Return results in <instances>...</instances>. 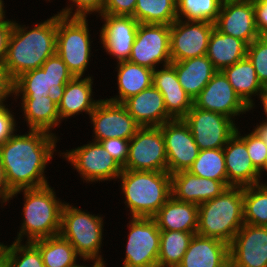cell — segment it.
Returning <instances> with one entry per match:
<instances>
[{
    "label": "cell",
    "mask_w": 267,
    "mask_h": 267,
    "mask_svg": "<svg viewBox=\"0 0 267 267\" xmlns=\"http://www.w3.org/2000/svg\"><path fill=\"white\" fill-rule=\"evenodd\" d=\"M214 28L211 22L176 19L170 25L171 62L206 55Z\"/></svg>",
    "instance_id": "14"
},
{
    "label": "cell",
    "mask_w": 267,
    "mask_h": 267,
    "mask_svg": "<svg viewBox=\"0 0 267 267\" xmlns=\"http://www.w3.org/2000/svg\"><path fill=\"white\" fill-rule=\"evenodd\" d=\"M0 267H4L3 259L0 261Z\"/></svg>",
    "instance_id": "60"
},
{
    "label": "cell",
    "mask_w": 267,
    "mask_h": 267,
    "mask_svg": "<svg viewBox=\"0 0 267 267\" xmlns=\"http://www.w3.org/2000/svg\"><path fill=\"white\" fill-rule=\"evenodd\" d=\"M193 104L200 109L231 118L235 123L240 114L242 118L243 114L249 112V107L237 95L222 71H217L213 75L212 79L193 100Z\"/></svg>",
    "instance_id": "16"
},
{
    "label": "cell",
    "mask_w": 267,
    "mask_h": 267,
    "mask_svg": "<svg viewBox=\"0 0 267 267\" xmlns=\"http://www.w3.org/2000/svg\"><path fill=\"white\" fill-rule=\"evenodd\" d=\"M117 72L118 95L106 100L122 104L128 98L139 94L152 85L153 70L129 61L119 62L115 66Z\"/></svg>",
    "instance_id": "29"
},
{
    "label": "cell",
    "mask_w": 267,
    "mask_h": 267,
    "mask_svg": "<svg viewBox=\"0 0 267 267\" xmlns=\"http://www.w3.org/2000/svg\"><path fill=\"white\" fill-rule=\"evenodd\" d=\"M194 234L182 231H160L158 267H177Z\"/></svg>",
    "instance_id": "33"
},
{
    "label": "cell",
    "mask_w": 267,
    "mask_h": 267,
    "mask_svg": "<svg viewBox=\"0 0 267 267\" xmlns=\"http://www.w3.org/2000/svg\"><path fill=\"white\" fill-rule=\"evenodd\" d=\"M40 252L45 267H78L81 258L60 234L31 242Z\"/></svg>",
    "instance_id": "32"
},
{
    "label": "cell",
    "mask_w": 267,
    "mask_h": 267,
    "mask_svg": "<svg viewBox=\"0 0 267 267\" xmlns=\"http://www.w3.org/2000/svg\"><path fill=\"white\" fill-rule=\"evenodd\" d=\"M5 3L4 0H0V17L6 16Z\"/></svg>",
    "instance_id": "54"
},
{
    "label": "cell",
    "mask_w": 267,
    "mask_h": 267,
    "mask_svg": "<svg viewBox=\"0 0 267 267\" xmlns=\"http://www.w3.org/2000/svg\"><path fill=\"white\" fill-rule=\"evenodd\" d=\"M214 25L219 32L248 45L260 36L255 25L253 1L222 4Z\"/></svg>",
    "instance_id": "19"
},
{
    "label": "cell",
    "mask_w": 267,
    "mask_h": 267,
    "mask_svg": "<svg viewBox=\"0 0 267 267\" xmlns=\"http://www.w3.org/2000/svg\"><path fill=\"white\" fill-rule=\"evenodd\" d=\"M247 48L246 42L214 28L209 38L206 56L217 71H222L225 67L247 57Z\"/></svg>",
    "instance_id": "30"
},
{
    "label": "cell",
    "mask_w": 267,
    "mask_h": 267,
    "mask_svg": "<svg viewBox=\"0 0 267 267\" xmlns=\"http://www.w3.org/2000/svg\"><path fill=\"white\" fill-rule=\"evenodd\" d=\"M21 97V98H20ZM21 99V112L26 122L27 128L31 130H42L52 135H56L54 129L62 125L58 105L55 104L48 96H14Z\"/></svg>",
    "instance_id": "26"
},
{
    "label": "cell",
    "mask_w": 267,
    "mask_h": 267,
    "mask_svg": "<svg viewBox=\"0 0 267 267\" xmlns=\"http://www.w3.org/2000/svg\"><path fill=\"white\" fill-rule=\"evenodd\" d=\"M177 19L215 23L221 8L220 0H176Z\"/></svg>",
    "instance_id": "37"
},
{
    "label": "cell",
    "mask_w": 267,
    "mask_h": 267,
    "mask_svg": "<svg viewBox=\"0 0 267 267\" xmlns=\"http://www.w3.org/2000/svg\"><path fill=\"white\" fill-rule=\"evenodd\" d=\"M128 61L152 70L171 64L170 25L139 23Z\"/></svg>",
    "instance_id": "11"
},
{
    "label": "cell",
    "mask_w": 267,
    "mask_h": 267,
    "mask_svg": "<svg viewBox=\"0 0 267 267\" xmlns=\"http://www.w3.org/2000/svg\"><path fill=\"white\" fill-rule=\"evenodd\" d=\"M87 265L88 264L85 265V263L84 264L82 263V265H81V263H80V265L78 267H96L97 266L96 264H89L90 266L89 265L87 266Z\"/></svg>",
    "instance_id": "56"
},
{
    "label": "cell",
    "mask_w": 267,
    "mask_h": 267,
    "mask_svg": "<svg viewBox=\"0 0 267 267\" xmlns=\"http://www.w3.org/2000/svg\"><path fill=\"white\" fill-rule=\"evenodd\" d=\"M8 107V104L0 105V146L15 132H18V124L16 123L17 119L15 118L16 115H14L15 113L13 110Z\"/></svg>",
    "instance_id": "45"
},
{
    "label": "cell",
    "mask_w": 267,
    "mask_h": 267,
    "mask_svg": "<svg viewBox=\"0 0 267 267\" xmlns=\"http://www.w3.org/2000/svg\"><path fill=\"white\" fill-rule=\"evenodd\" d=\"M255 25L260 36H267V0H254Z\"/></svg>",
    "instance_id": "48"
},
{
    "label": "cell",
    "mask_w": 267,
    "mask_h": 267,
    "mask_svg": "<svg viewBox=\"0 0 267 267\" xmlns=\"http://www.w3.org/2000/svg\"><path fill=\"white\" fill-rule=\"evenodd\" d=\"M227 186L222 181L202 178L189 171L171 174L172 196L179 201L197 205L220 195Z\"/></svg>",
    "instance_id": "21"
},
{
    "label": "cell",
    "mask_w": 267,
    "mask_h": 267,
    "mask_svg": "<svg viewBox=\"0 0 267 267\" xmlns=\"http://www.w3.org/2000/svg\"><path fill=\"white\" fill-rule=\"evenodd\" d=\"M6 17H0V65L4 64L9 37L13 29V20Z\"/></svg>",
    "instance_id": "47"
},
{
    "label": "cell",
    "mask_w": 267,
    "mask_h": 267,
    "mask_svg": "<svg viewBox=\"0 0 267 267\" xmlns=\"http://www.w3.org/2000/svg\"><path fill=\"white\" fill-rule=\"evenodd\" d=\"M4 267H45L39 250L31 242H16L6 245Z\"/></svg>",
    "instance_id": "38"
},
{
    "label": "cell",
    "mask_w": 267,
    "mask_h": 267,
    "mask_svg": "<svg viewBox=\"0 0 267 267\" xmlns=\"http://www.w3.org/2000/svg\"><path fill=\"white\" fill-rule=\"evenodd\" d=\"M247 57L252 62L260 83L267 82V36H259L248 45Z\"/></svg>",
    "instance_id": "42"
},
{
    "label": "cell",
    "mask_w": 267,
    "mask_h": 267,
    "mask_svg": "<svg viewBox=\"0 0 267 267\" xmlns=\"http://www.w3.org/2000/svg\"><path fill=\"white\" fill-rule=\"evenodd\" d=\"M243 220L249 225L267 227V182L243 187Z\"/></svg>",
    "instance_id": "35"
},
{
    "label": "cell",
    "mask_w": 267,
    "mask_h": 267,
    "mask_svg": "<svg viewBox=\"0 0 267 267\" xmlns=\"http://www.w3.org/2000/svg\"><path fill=\"white\" fill-rule=\"evenodd\" d=\"M51 79V87L48 97L57 105L60 104L64 94L65 85L74 77L68 70L61 57L55 53L50 56L41 66Z\"/></svg>",
    "instance_id": "39"
},
{
    "label": "cell",
    "mask_w": 267,
    "mask_h": 267,
    "mask_svg": "<svg viewBox=\"0 0 267 267\" xmlns=\"http://www.w3.org/2000/svg\"><path fill=\"white\" fill-rule=\"evenodd\" d=\"M152 85L163 95L167 113L173 119H183L193 106V99L179 83L172 64L153 70Z\"/></svg>",
    "instance_id": "23"
},
{
    "label": "cell",
    "mask_w": 267,
    "mask_h": 267,
    "mask_svg": "<svg viewBox=\"0 0 267 267\" xmlns=\"http://www.w3.org/2000/svg\"><path fill=\"white\" fill-rule=\"evenodd\" d=\"M118 179L130 217L153 218L172 196L171 174L168 171L122 169Z\"/></svg>",
    "instance_id": "4"
},
{
    "label": "cell",
    "mask_w": 267,
    "mask_h": 267,
    "mask_svg": "<svg viewBox=\"0 0 267 267\" xmlns=\"http://www.w3.org/2000/svg\"><path fill=\"white\" fill-rule=\"evenodd\" d=\"M230 267H267V227L244 223L229 244Z\"/></svg>",
    "instance_id": "18"
},
{
    "label": "cell",
    "mask_w": 267,
    "mask_h": 267,
    "mask_svg": "<svg viewBox=\"0 0 267 267\" xmlns=\"http://www.w3.org/2000/svg\"><path fill=\"white\" fill-rule=\"evenodd\" d=\"M262 87L267 91V82L264 83Z\"/></svg>",
    "instance_id": "59"
},
{
    "label": "cell",
    "mask_w": 267,
    "mask_h": 267,
    "mask_svg": "<svg viewBox=\"0 0 267 267\" xmlns=\"http://www.w3.org/2000/svg\"><path fill=\"white\" fill-rule=\"evenodd\" d=\"M177 267H230L229 244L194 234Z\"/></svg>",
    "instance_id": "24"
},
{
    "label": "cell",
    "mask_w": 267,
    "mask_h": 267,
    "mask_svg": "<svg viewBox=\"0 0 267 267\" xmlns=\"http://www.w3.org/2000/svg\"><path fill=\"white\" fill-rule=\"evenodd\" d=\"M188 171L202 178L222 181L228 187L223 148L200 150Z\"/></svg>",
    "instance_id": "36"
},
{
    "label": "cell",
    "mask_w": 267,
    "mask_h": 267,
    "mask_svg": "<svg viewBox=\"0 0 267 267\" xmlns=\"http://www.w3.org/2000/svg\"><path fill=\"white\" fill-rule=\"evenodd\" d=\"M160 231H182L197 234L198 205L171 196L153 217Z\"/></svg>",
    "instance_id": "27"
},
{
    "label": "cell",
    "mask_w": 267,
    "mask_h": 267,
    "mask_svg": "<svg viewBox=\"0 0 267 267\" xmlns=\"http://www.w3.org/2000/svg\"><path fill=\"white\" fill-rule=\"evenodd\" d=\"M128 219L129 233L122 267H158L160 230L157 222L154 218Z\"/></svg>",
    "instance_id": "9"
},
{
    "label": "cell",
    "mask_w": 267,
    "mask_h": 267,
    "mask_svg": "<svg viewBox=\"0 0 267 267\" xmlns=\"http://www.w3.org/2000/svg\"><path fill=\"white\" fill-rule=\"evenodd\" d=\"M69 2L62 8L58 15L63 17H81L88 18V15L94 16V14L98 13L96 16L102 14L104 0H68ZM72 3V4H70ZM75 9V10H74Z\"/></svg>",
    "instance_id": "43"
},
{
    "label": "cell",
    "mask_w": 267,
    "mask_h": 267,
    "mask_svg": "<svg viewBox=\"0 0 267 267\" xmlns=\"http://www.w3.org/2000/svg\"><path fill=\"white\" fill-rule=\"evenodd\" d=\"M13 191L7 183L6 175L2 163L0 162V197L9 204L12 200Z\"/></svg>",
    "instance_id": "50"
},
{
    "label": "cell",
    "mask_w": 267,
    "mask_h": 267,
    "mask_svg": "<svg viewBox=\"0 0 267 267\" xmlns=\"http://www.w3.org/2000/svg\"><path fill=\"white\" fill-rule=\"evenodd\" d=\"M23 192V193H22ZM22 193L24 205L16 242H33L38 239L58 235L61 227V215L65 201L56 195L50 184L30 189L15 191L12 200ZM25 237V238H24Z\"/></svg>",
    "instance_id": "3"
},
{
    "label": "cell",
    "mask_w": 267,
    "mask_h": 267,
    "mask_svg": "<svg viewBox=\"0 0 267 267\" xmlns=\"http://www.w3.org/2000/svg\"><path fill=\"white\" fill-rule=\"evenodd\" d=\"M110 157H112L122 168L128 158L129 140L122 138H109L99 141Z\"/></svg>",
    "instance_id": "44"
},
{
    "label": "cell",
    "mask_w": 267,
    "mask_h": 267,
    "mask_svg": "<svg viewBox=\"0 0 267 267\" xmlns=\"http://www.w3.org/2000/svg\"><path fill=\"white\" fill-rule=\"evenodd\" d=\"M98 17L103 21L98 35L101 47L116 63L128 61L139 22L133 16L100 14Z\"/></svg>",
    "instance_id": "17"
},
{
    "label": "cell",
    "mask_w": 267,
    "mask_h": 267,
    "mask_svg": "<svg viewBox=\"0 0 267 267\" xmlns=\"http://www.w3.org/2000/svg\"><path fill=\"white\" fill-rule=\"evenodd\" d=\"M265 173L267 175V154H266V160H265Z\"/></svg>",
    "instance_id": "58"
},
{
    "label": "cell",
    "mask_w": 267,
    "mask_h": 267,
    "mask_svg": "<svg viewBox=\"0 0 267 267\" xmlns=\"http://www.w3.org/2000/svg\"><path fill=\"white\" fill-rule=\"evenodd\" d=\"M241 130L238 126L235 133L246 143V148L254 167L260 172L261 178L262 175H265V160L267 154V144L255 135L252 131L250 133L241 134Z\"/></svg>",
    "instance_id": "41"
},
{
    "label": "cell",
    "mask_w": 267,
    "mask_h": 267,
    "mask_svg": "<svg viewBox=\"0 0 267 267\" xmlns=\"http://www.w3.org/2000/svg\"><path fill=\"white\" fill-rule=\"evenodd\" d=\"M122 169L168 171L164 137L160 127H141L129 140L128 158Z\"/></svg>",
    "instance_id": "10"
},
{
    "label": "cell",
    "mask_w": 267,
    "mask_h": 267,
    "mask_svg": "<svg viewBox=\"0 0 267 267\" xmlns=\"http://www.w3.org/2000/svg\"><path fill=\"white\" fill-rule=\"evenodd\" d=\"M96 267H107V266H105V265H97Z\"/></svg>",
    "instance_id": "61"
},
{
    "label": "cell",
    "mask_w": 267,
    "mask_h": 267,
    "mask_svg": "<svg viewBox=\"0 0 267 267\" xmlns=\"http://www.w3.org/2000/svg\"><path fill=\"white\" fill-rule=\"evenodd\" d=\"M87 18L57 14L56 53L74 77H86L92 54V39Z\"/></svg>",
    "instance_id": "7"
},
{
    "label": "cell",
    "mask_w": 267,
    "mask_h": 267,
    "mask_svg": "<svg viewBox=\"0 0 267 267\" xmlns=\"http://www.w3.org/2000/svg\"><path fill=\"white\" fill-rule=\"evenodd\" d=\"M228 187H247L262 183L260 172L249 157L246 143L235 133L223 147Z\"/></svg>",
    "instance_id": "20"
},
{
    "label": "cell",
    "mask_w": 267,
    "mask_h": 267,
    "mask_svg": "<svg viewBox=\"0 0 267 267\" xmlns=\"http://www.w3.org/2000/svg\"><path fill=\"white\" fill-rule=\"evenodd\" d=\"M28 130L20 135L15 132L0 146V162L13 192L48 185L46 166L58 152L59 136L42 130Z\"/></svg>",
    "instance_id": "1"
},
{
    "label": "cell",
    "mask_w": 267,
    "mask_h": 267,
    "mask_svg": "<svg viewBox=\"0 0 267 267\" xmlns=\"http://www.w3.org/2000/svg\"><path fill=\"white\" fill-rule=\"evenodd\" d=\"M222 72L237 95L249 107V112H251L256 107L254 102L256 99H253V97H258L263 86L258 79L252 62L248 57H245L232 66L225 67Z\"/></svg>",
    "instance_id": "31"
},
{
    "label": "cell",
    "mask_w": 267,
    "mask_h": 267,
    "mask_svg": "<svg viewBox=\"0 0 267 267\" xmlns=\"http://www.w3.org/2000/svg\"><path fill=\"white\" fill-rule=\"evenodd\" d=\"M0 204H1L0 206L3 208L5 205L7 206L6 202L1 197H0Z\"/></svg>",
    "instance_id": "57"
},
{
    "label": "cell",
    "mask_w": 267,
    "mask_h": 267,
    "mask_svg": "<svg viewBox=\"0 0 267 267\" xmlns=\"http://www.w3.org/2000/svg\"><path fill=\"white\" fill-rule=\"evenodd\" d=\"M65 201L61 215L59 234L75 248V252L84 262L106 265L102 252L104 240V218Z\"/></svg>",
    "instance_id": "6"
},
{
    "label": "cell",
    "mask_w": 267,
    "mask_h": 267,
    "mask_svg": "<svg viewBox=\"0 0 267 267\" xmlns=\"http://www.w3.org/2000/svg\"><path fill=\"white\" fill-rule=\"evenodd\" d=\"M183 120L189 125L199 150L223 148L238 126L231 118L194 104Z\"/></svg>",
    "instance_id": "12"
},
{
    "label": "cell",
    "mask_w": 267,
    "mask_h": 267,
    "mask_svg": "<svg viewBox=\"0 0 267 267\" xmlns=\"http://www.w3.org/2000/svg\"><path fill=\"white\" fill-rule=\"evenodd\" d=\"M221 4H227V3H238V2H251L254 0H220Z\"/></svg>",
    "instance_id": "53"
},
{
    "label": "cell",
    "mask_w": 267,
    "mask_h": 267,
    "mask_svg": "<svg viewBox=\"0 0 267 267\" xmlns=\"http://www.w3.org/2000/svg\"><path fill=\"white\" fill-rule=\"evenodd\" d=\"M5 248H6V244H4L3 242L2 243L0 242V261L4 257Z\"/></svg>",
    "instance_id": "55"
},
{
    "label": "cell",
    "mask_w": 267,
    "mask_h": 267,
    "mask_svg": "<svg viewBox=\"0 0 267 267\" xmlns=\"http://www.w3.org/2000/svg\"><path fill=\"white\" fill-rule=\"evenodd\" d=\"M185 92L194 100L217 72L206 55L171 62Z\"/></svg>",
    "instance_id": "28"
},
{
    "label": "cell",
    "mask_w": 267,
    "mask_h": 267,
    "mask_svg": "<svg viewBox=\"0 0 267 267\" xmlns=\"http://www.w3.org/2000/svg\"><path fill=\"white\" fill-rule=\"evenodd\" d=\"M51 79L42 68L20 75L13 82V96H48Z\"/></svg>",
    "instance_id": "40"
},
{
    "label": "cell",
    "mask_w": 267,
    "mask_h": 267,
    "mask_svg": "<svg viewBox=\"0 0 267 267\" xmlns=\"http://www.w3.org/2000/svg\"><path fill=\"white\" fill-rule=\"evenodd\" d=\"M160 128L165 142L168 172L188 171L200 151L189 125L183 119H172Z\"/></svg>",
    "instance_id": "15"
},
{
    "label": "cell",
    "mask_w": 267,
    "mask_h": 267,
    "mask_svg": "<svg viewBox=\"0 0 267 267\" xmlns=\"http://www.w3.org/2000/svg\"><path fill=\"white\" fill-rule=\"evenodd\" d=\"M89 119L95 142L109 138L130 140L141 128L122 104L106 99H101Z\"/></svg>",
    "instance_id": "13"
},
{
    "label": "cell",
    "mask_w": 267,
    "mask_h": 267,
    "mask_svg": "<svg viewBox=\"0 0 267 267\" xmlns=\"http://www.w3.org/2000/svg\"><path fill=\"white\" fill-rule=\"evenodd\" d=\"M9 97H13V81L3 65H0V105L6 104Z\"/></svg>",
    "instance_id": "49"
},
{
    "label": "cell",
    "mask_w": 267,
    "mask_h": 267,
    "mask_svg": "<svg viewBox=\"0 0 267 267\" xmlns=\"http://www.w3.org/2000/svg\"><path fill=\"white\" fill-rule=\"evenodd\" d=\"M243 224V187H227L198 205V235L230 244Z\"/></svg>",
    "instance_id": "5"
},
{
    "label": "cell",
    "mask_w": 267,
    "mask_h": 267,
    "mask_svg": "<svg viewBox=\"0 0 267 267\" xmlns=\"http://www.w3.org/2000/svg\"><path fill=\"white\" fill-rule=\"evenodd\" d=\"M61 156L75 169L83 183H100L105 181H117L122 172V167L108 155L104 147L95 141L88 144L61 152Z\"/></svg>",
    "instance_id": "8"
},
{
    "label": "cell",
    "mask_w": 267,
    "mask_h": 267,
    "mask_svg": "<svg viewBox=\"0 0 267 267\" xmlns=\"http://www.w3.org/2000/svg\"><path fill=\"white\" fill-rule=\"evenodd\" d=\"M17 22L13 20L3 64L13 82L28 71L41 68L56 53L57 14L31 27Z\"/></svg>",
    "instance_id": "2"
},
{
    "label": "cell",
    "mask_w": 267,
    "mask_h": 267,
    "mask_svg": "<svg viewBox=\"0 0 267 267\" xmlns=\"http://www.w3.org/2000/svg\"><path fill=\"white\" fill-rule=\"evenodd\" d=\"M253 128L252 132L267 144V120L257 122Z\"/></svg>",
    "instance_id": "51"
},
{
    "label": "cell",
    "mask_w": 267,
    "mask_h": 267,
    "mask_svg": "<svg viewBox=\"0 0 267 267\" xmlns=\"http://www.w3.org/2000/svg\"><path fill=\"white\" fill-rule=\"evenodd\" d=\"M137 0H104L102 14L133 16Z\"/></svg>",
    "instance_id": "46"
},
{
    "label": "cell",
    "mask_w": 267,
    "mask_h": 267,
    "mask_svg": "<svg viewBox=\"0 0 267 267\" xmlns=\"http://www.w3.org/2000/svg\"><path fill=\"white\" fill-rule=\"evenodd\" d=\"M133 17L139 23L171 25L177 19L176 0H137Z\"/></svg>",
    "instance_id": "34"
},
{
    "label": "cell",
    "mask_w": 267,
    "mask_h": 267,
    "mask_svg": "<svg viewBox=\"0 0 267 267\" xmlns=\"http://www.w3.org/2000/svg\"><path fill=\"white\" fill-rule=\"evenodd\" d=\"M122 105L141 127H160L173 119L167 113L163 95L153 85L128 98Z\"/></svg>",
    "instance_id": "22"
},
{
    "label": "cell",
    "mask_w": 267,
    "mask_h": 267,
    "mask_svg": "<svg viewBox=\"0 0 267 267\" xmlns=\"http://www.w3.org/2000/svg\"><path fill=\"white\" fill-rule=\"evenodd\" d=\"M94 78L90 74L86 77H73L66 85L62 100L58 105L60 119L66 120L75 115L82 113L91 114L100 99L94 100L93 81Z\"/></svg>",
    "instance_id": "25"
},
{
    "label": "cell",
    "mask_w": 267,
    "mask_h": 267,
    "mask_svg": "<svg viewBox=\"0 0 267 267\" xmlns=\"http://www.w3.org/2000/svg\"><path fill=\"white\" fill-rule=\"evenodd\" d=\"M258 100H260L259 103H261L260 108L263 109V114L266 116L265 120H267V91L262 87V90L258 94Z\"/></svg>",
    "instance_id": "52"
}]
</instances>
